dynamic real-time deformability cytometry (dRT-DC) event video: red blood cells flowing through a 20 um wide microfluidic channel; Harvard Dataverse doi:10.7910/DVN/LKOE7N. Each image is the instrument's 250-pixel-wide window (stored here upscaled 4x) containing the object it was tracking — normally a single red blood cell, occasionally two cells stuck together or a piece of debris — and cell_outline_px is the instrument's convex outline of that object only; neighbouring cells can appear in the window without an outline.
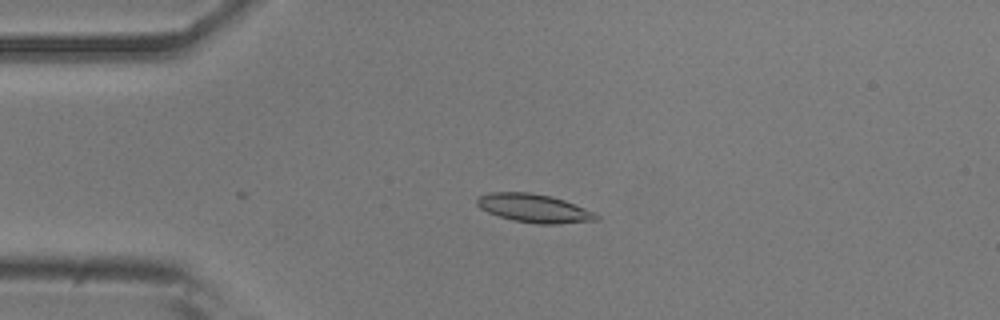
{"species": "common noctule bat (a hibernating species)", "species_latin": "Nyctalus noctula", "temperature_condition": "room temperature", "stored_images_in_passage": 12, "camera_frame_rate_fps": 3000, "um_per_image_px": 0.085, "animal": {"sex": "male", "body_mass_g": 20.5, "forearm_length_mm": 52.5}, "frame": {"image": 1, "passage_image": 12, "time_ms": 3.667, "image_size_px": [1000, 320], "cell_outline_px": [[600, 220], [560, 224], [536, 224], [512, 220], [488, 212], [480, 208], [476, 204], [476, 196], [492, 192], [532, 192], [552, 196], [564, 200], [584, 208], [600, 216]], "centroid_in_image_um": [45.38, 17.7], "position_along_channel_um": 39.6, "area_um2": 19.94}}